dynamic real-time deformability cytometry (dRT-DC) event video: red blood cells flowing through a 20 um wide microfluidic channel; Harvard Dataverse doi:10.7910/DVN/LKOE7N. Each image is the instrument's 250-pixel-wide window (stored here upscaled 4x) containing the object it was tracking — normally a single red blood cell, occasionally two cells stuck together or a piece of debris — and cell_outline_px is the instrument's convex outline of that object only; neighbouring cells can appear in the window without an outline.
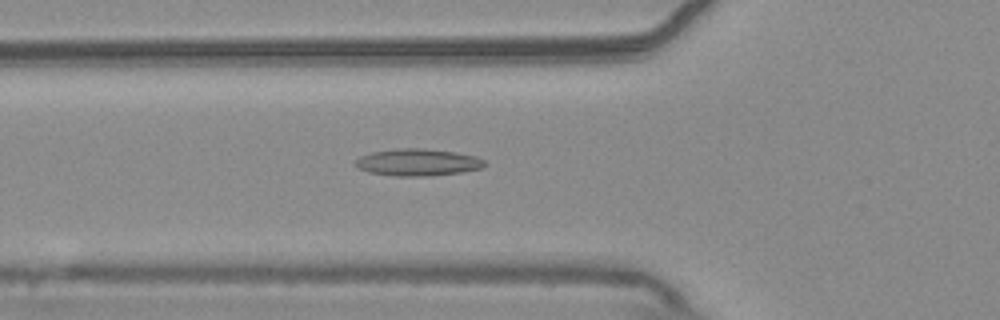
{"species": "common noctule bat (a hibernating species)", "species_latin": "Nyctalus noctula", "temperature_condition": "warm", "stored_images_in_passage": 55, "camera_frame_rate_fps": 3000, "um_per_image_px": 0.085, "animal": {"sex": "male", "body_mass_g": 20.4}, "frame": {"image": 1, "passage_image": 20, "time_ms": 6.333, "image_size_px": [1000, 320], "cell_outline_px": [[484, 164], [480, 168], [464, 172], [428, 176], [392, 176], [368, 172], [360, 168], [356, 164], [356, 160], [360, 156], [372, 152], [400, 148], [420, 148], [456, 152], [476, 156], [484, 160]], "centroid_in_image_um": [35.51, 13.8], "position_along_channel_um": 90.3, "area_um2": 20.23}}
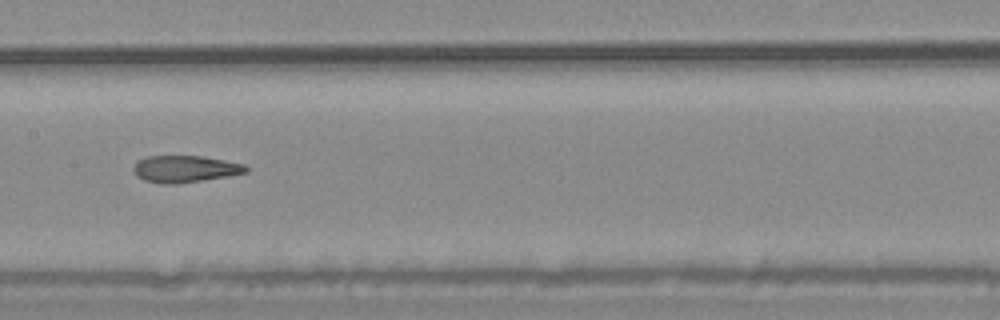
{"frame": {"image": 2, "passage_image": 28, "time_ms": 9.0, "image_size_px": [1000, 320], "cell_outline_px": [[248, 172], [228, 176], [176, 184], [160, 184], [144, 180], [136, 176], [132, 172], [132, 168], [136, 160], [148, 156], [204, 156], [244, 164], [248, 168]], "centroid_in_image_um": [15.67, 14.36], "position_along_channel_um": 191.7, "area_um2": 17.8}}
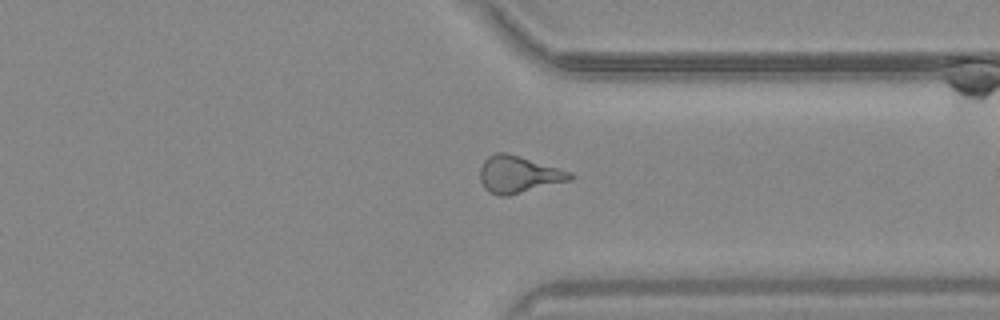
{"frame": {"image": 3, "passage_image": 42, "time_ms": 13.667, "image_size_px": [1000, 320], "cell_outline_px": [[576, 176], [572, 180], [508, 196], [500, 196], [488, 192], [484, 188], [480, 180], [480, 168], [484, 160], [488, 156], [496, 152], [504, 152], [520, 156], [572, 172]], "centroid_in_image_um": [44.08, 14.83], "position_along_channel_um": 367.3, "area_um2": 19.59}, "authors_computed_cell_mechanics": {"area_um2": 19.2474, "velocity_mm_per_s": 3.7618, "shape_relaxation_time_tau1_ms": null, "shape_relaxation_time_tau2_ms": 2.9296, "deformation_change_tau1": null, "deformation_change_tau2": 0.1324}}